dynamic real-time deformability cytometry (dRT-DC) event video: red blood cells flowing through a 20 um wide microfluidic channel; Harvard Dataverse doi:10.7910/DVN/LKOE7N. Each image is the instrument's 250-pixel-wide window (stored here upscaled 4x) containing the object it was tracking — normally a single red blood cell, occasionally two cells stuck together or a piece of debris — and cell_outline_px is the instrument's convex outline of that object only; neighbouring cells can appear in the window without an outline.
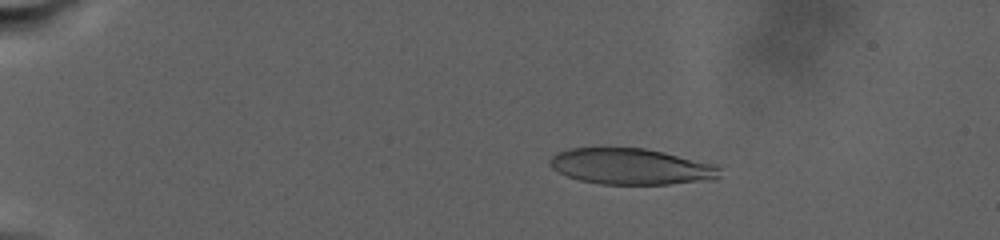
{"species": "human", "species_latin": "Homo sapiens", "temperature_condition": "warm", "stored_images_in_passage": 61, "camera_frame_rate_fps": 3000, "um_per_image_px": 0.085, "donor": {"sex": "male"}, "frame": {"image": 1, "passage_image": 11, "time_ms": 5.667, "image_size_px": [1000, 240], "cell_outline_px": [[724, 164], [720, 176], [716, 180], [668, 184], [600, 184], [580, 180], [568, 176], [552, 168], [548, 164], [548, 160], [556, 152], [568, 148], [644, 148]], "centroid_in_image_um": [53.77, 14.15], "position_along_channel_um": 31.2, "area_um2": 36.53}}
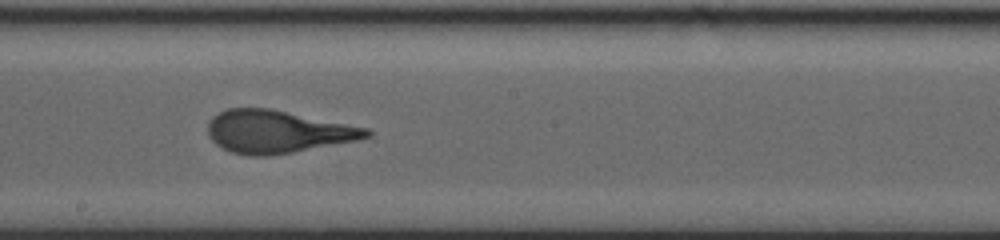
{"frame": {"image": 2, "passage_image": 33, "time_ms": 17.667, "image_size_px": [1000, 240], "cell_outline_px": [[372, 136], [356, 140], [292, 152], [268, 156], [248, 156], [232, 152], [216, 144], [208, 136], [208, 120], [212, 116], [228, 108], [268, 108], [368, 128], [372, 132]], "centroid_in_image_um": [23.54, 11.19], "position_along_channel_um": 224.7, "area_um2": 39.13}}
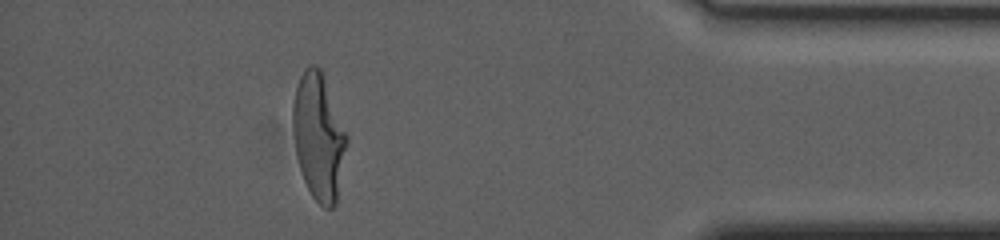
{"frame": {"image": 3, "passage_image": 54, "time_ms": 26.667, "image_size_px": [1000, 240], "cell_outline_px": [[348, 140], [336, 204], [332, 208], [324, 208], [312, 196], [304, 180], [300, 168], [296, 152], [292, 128], [292, 104], [296, 88], [300, 76], [304, 68], [308, 64], [316, 64], [320, 68], [348, 136]], "centroid_in_image_um": [27.08, 11.6], "position_along_channel_um": 408.1, "area_um2": 39.59}}